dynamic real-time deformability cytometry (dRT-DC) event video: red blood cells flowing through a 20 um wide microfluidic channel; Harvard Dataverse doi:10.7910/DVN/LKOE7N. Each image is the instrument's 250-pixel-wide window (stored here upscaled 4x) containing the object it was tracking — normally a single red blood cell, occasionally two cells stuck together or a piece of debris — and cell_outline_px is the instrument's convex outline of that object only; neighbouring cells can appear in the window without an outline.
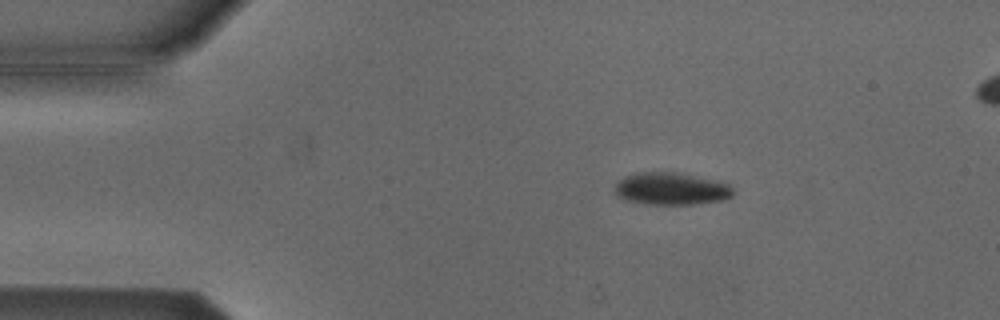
{"species": "Egyptian fruit bat (a non-hibernating species)", "species_latin": "Rousettus aegyptiacus", "temperature_condition": "cold", "stored_images_in_passage": 5, "camera_frame_rate_fps": 3000, "um_per_image_px": 0.085, "animal": {"sex": "male"}, "frame": {"image": 1, "passage_image": 2, "time_ms": 0.333, "image_size_px": [1000, 320], "cell_outline_px": [[732, 196], [724, 200], [696, 204], [644, 204], [628, 200], [616, 196], [612, 188], [624, 176], [636, 172], [676, 172], [712, 180], [728, 184], [732, 188]], "centroid_in_image_um": [56.99, 16.05], "position_along_channel_um": 28.0, "area_um2": 22.25}}
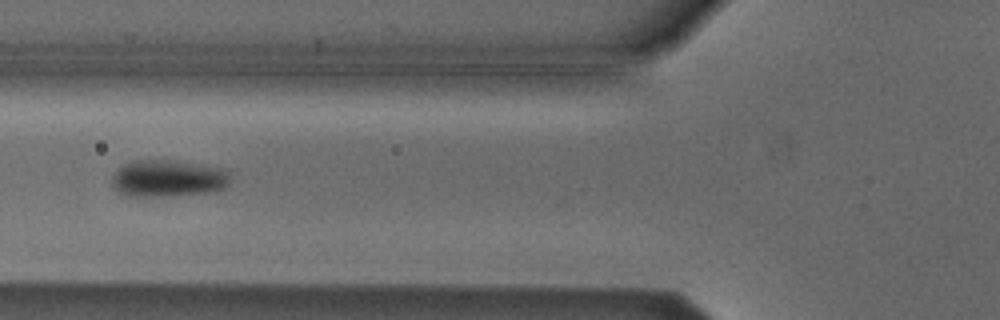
{"frame": {"image": 2, "passage_image": 5, "time_ms": 1.333, "image_size_px": [1000, 320], "cell_outline_px": [[228, 184], [224, 188], [212, 192], [160, 196], [128, 196], [116, 192], [112, 184], [112, 176], [124, 164], [136, 160], [176, 160], [204, 164], [224, 168], [228, 172]], "centroid_in_image_um": [14.28, 15.15], "position_along_channel_um": 111.5, "area_um2": 25.61}}